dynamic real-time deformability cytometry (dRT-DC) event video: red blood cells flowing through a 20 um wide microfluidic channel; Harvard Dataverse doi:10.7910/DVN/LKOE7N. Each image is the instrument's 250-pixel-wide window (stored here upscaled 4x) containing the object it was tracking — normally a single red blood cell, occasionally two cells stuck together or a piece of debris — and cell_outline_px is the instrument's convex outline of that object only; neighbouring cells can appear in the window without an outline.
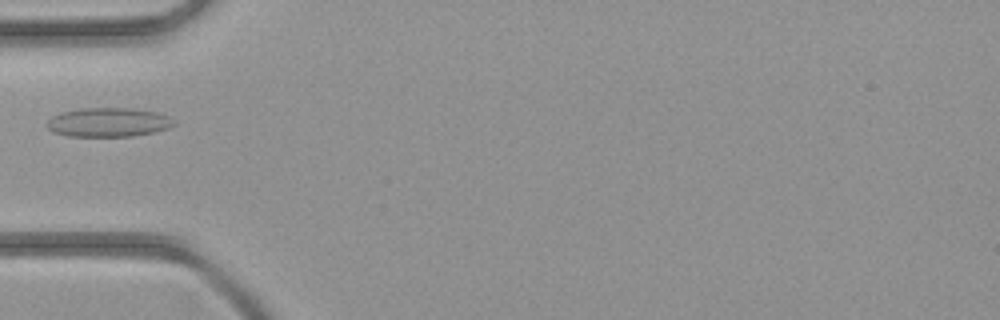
{"species": "common noctule bat (a hibernating species)", "species_latin": "Nyctalus noctula", "temperature_condition": "room temperature", "stored_images_in_passage": 1, "camera_frame_rate_fps": 3000, "um_per_image_px": 0.085, "animal": {"sex": "female", "body_mass_g": 21.9}, "frame": {"image": 1, "passage_image": 1, "time_ms": 0.0, "image_size_px": [1000, 320], "cell_outline_px": [[176, 124], [168, 128], [152, 132], [132, 136], [68, 136], [56, 132], [48, 128], [48, 120], [52, 116], [60, 112], [80, 108], [132, 108], [156, 112], [168, 116], [176, 120]], "centroid_in_image_um": [9.24, 10.38], "position_along_channel_um": 75.8, "area_um2": 21.44}}